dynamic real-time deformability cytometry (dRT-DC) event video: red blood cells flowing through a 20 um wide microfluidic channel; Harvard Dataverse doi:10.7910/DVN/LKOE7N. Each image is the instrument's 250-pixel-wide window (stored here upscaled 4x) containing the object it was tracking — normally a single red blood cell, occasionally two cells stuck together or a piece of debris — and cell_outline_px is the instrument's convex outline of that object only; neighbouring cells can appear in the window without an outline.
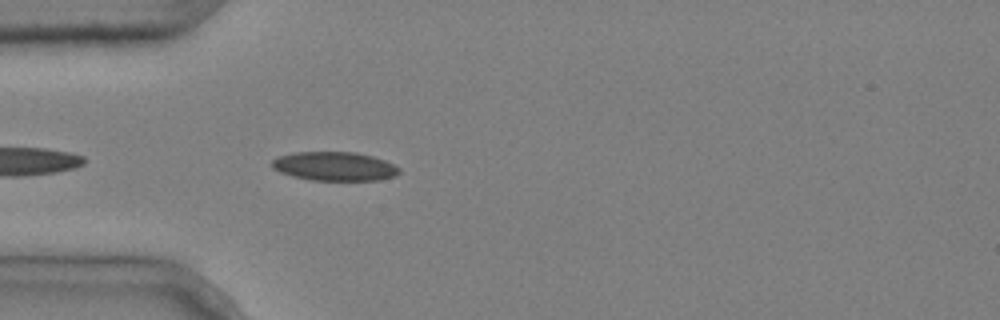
{"species": "common noctule bat (a hibernating species)", "species_latin": "Nyctalus noctula", "temperature_condition": "cold", "stored_images_in_passage": 4, "camera_frame_rate_fps": 3000, "um_per_image_px": 0.085, "animal": {"sex": "male", "body_mass_g": 20.4}, "frame": {"image": 1, "passage_image": 4, "time_ms": 1.0, "image_size_px": [1000, 320], "cell_outline_px": [[400, 172], [396, 176], [380, 180], [312, 180], [292, 176], [280, 172], [272, 168], [272, 160], [280, 156], [296, 152], [356, 152], [372, 156], [384, 160], [400, 168]], "centroid_in_image_um": [28.45, 14.14], "position_along_channel_um": 56.5, "area_um2": 21.39}}